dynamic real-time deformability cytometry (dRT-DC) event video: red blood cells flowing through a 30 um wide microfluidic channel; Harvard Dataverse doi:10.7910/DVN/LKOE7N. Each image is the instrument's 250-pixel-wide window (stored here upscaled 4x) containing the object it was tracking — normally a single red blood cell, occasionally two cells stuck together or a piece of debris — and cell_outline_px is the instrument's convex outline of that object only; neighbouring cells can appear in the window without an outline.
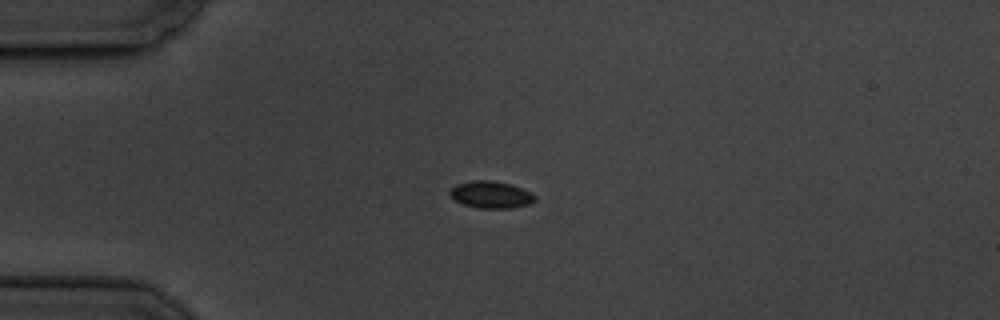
{"species": "common noctule bat (a hibernating species)", "species_latin": "Nyctalus noctula", "temperature_condition": "cold", "stored_images_in_passage": 5, "camera_frame_rate_fps": 3000, "um_per_image_px": 0.085, "animal": {"sex": "male", "body_mass_g": 19.5, "forearm_length_mm": 54.6}, "frame": {"image": 1, "passage_image": 4, "time_ms": 3.667, "image_size_px": [1000, 320], "cell_outline_px": [[536, 200], [528, 204], [512, 208], [480, 208], [464, 204], [456, 200], [448, 192], [456, 184], [472, 180], [492, 180], [512, 184], [532, 192], [536, 196]], "centroid_in_image_um": [41.77, 16.53], "position_along_channel_um": 43.2, "area_um2": 13.41}}